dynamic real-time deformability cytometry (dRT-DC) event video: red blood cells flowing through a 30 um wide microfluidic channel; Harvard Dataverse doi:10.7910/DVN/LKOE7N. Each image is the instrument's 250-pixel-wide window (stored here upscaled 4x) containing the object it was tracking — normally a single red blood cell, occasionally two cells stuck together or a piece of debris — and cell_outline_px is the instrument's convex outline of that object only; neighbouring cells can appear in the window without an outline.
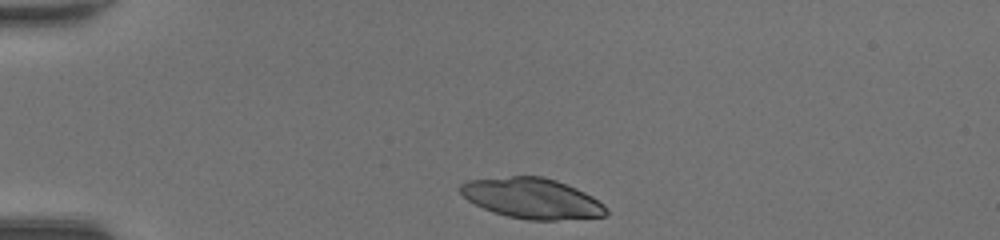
{"species": "common noctule bat (a hibernating species)", "species_latin": "Nyctalus noctula", "temperature_condition": "room temperature", "stored_images_in_passage": 32, "camera_frame_rate_fps": 3000, "um_per_image_px": 0.085, "animal": {"sex": "female", "body_mass_g": 20.0, "forearm_length_mm": 54.0}, "frame": {"image": 1, "passage_image": 1, "time_ms": 0.0, "image_size_px": [1000, 240], "cell_outline_px": [[608, 212], [604, 216], [556, 220], [528, 220], [508, 216], [492, 212], [468, 200], [456, 188], [460, 184], [468, 180], [512, 176], [544, 176], [556, 180], [576, 188], [592, 196], [604, 204]], "centroid_in_image_um": [45.2, 16.85], "position_along_channel_um": 39.8, "area_um2": 34.33}}